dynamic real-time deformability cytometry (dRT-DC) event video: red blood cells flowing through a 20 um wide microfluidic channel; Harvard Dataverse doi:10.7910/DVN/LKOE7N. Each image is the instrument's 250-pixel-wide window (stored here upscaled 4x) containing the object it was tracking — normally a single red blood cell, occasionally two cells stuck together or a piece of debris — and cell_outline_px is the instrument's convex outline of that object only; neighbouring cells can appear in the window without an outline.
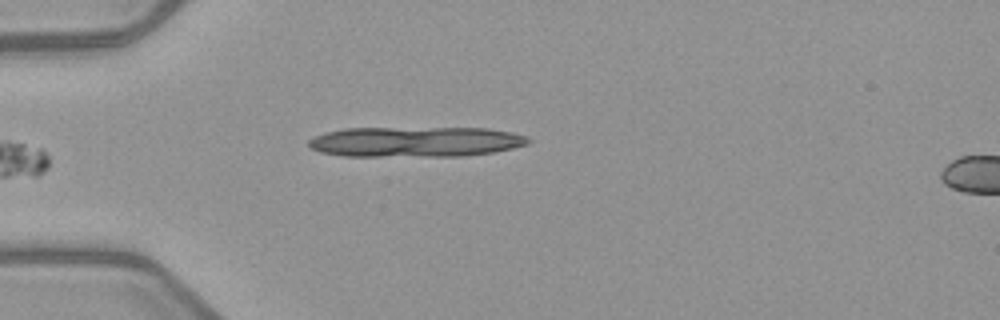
{"species": "common noctule bat (a hibernating species)", "species_latin": "Nyctalus noctula", "temperature_condition": "warm", "stored_images_in_passage": 7, "camera_frame_rate_fps": 3000, "um_per_image_px": 0.085, "animal": {"sex": "female", "body_mass_g": 21.9}, "frame": {"image": 1, "passage_image": 4, "time_ms": 4.333, "image_size_px": [1000, 320], "cell_outline_px": [[532, 140], [528, 144], [512, 148], [492, 152], [464, 156], [344, 156], [320, 152], [312, 148], [308, 144], [308, 140], [324, 132], [344, 128], [488, 128], [512, 132], [528, 136]], "centroid_in_image_um": [35.34, 12.05], "position_along_channel_um": 49.7, "area_um2": 38.96}}
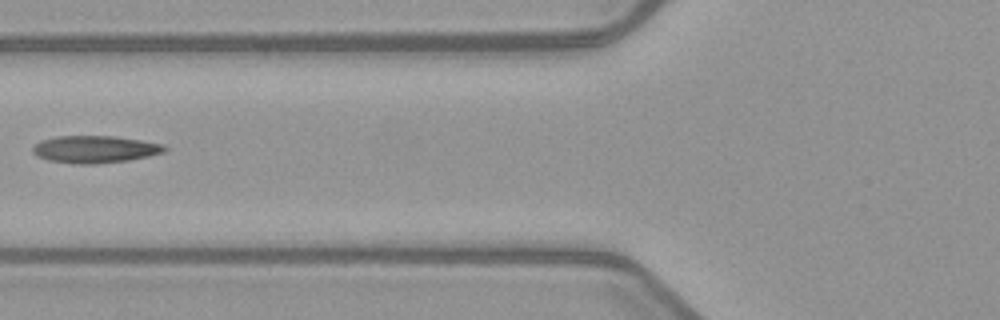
{"frame": {"image": 2, "passage_image": 6, "time_ms": 6.667, "image_size_px": [1000, 320], "cell_outline_px": [[168, 148], [164, 152], [148, 156], [128, 160], [96, 164], [72, 164], [48, 160], [36, 156], [32, 152], [32, 148], [40, 140], [56, 136], [112, 136], [140, 140], [164, 144]], "centroid_in_image_um": [8.04, 12.69], "position_along_channel_um": 117.8, "area_um2": 21.04}}
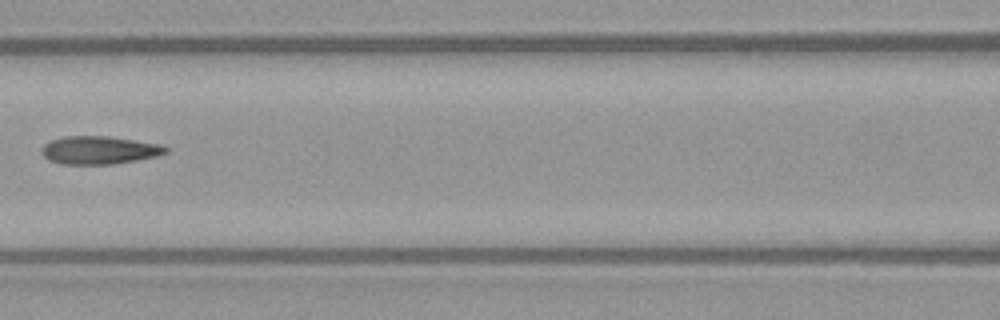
{"frame": {"image": 3, "passage_image": 7, "time_ms": 7.667, "image_size_px": [1000, 320], "cell_outline_px": [[168, 152], [156, 156], [136, 160], [112, 164], [60, 164], [48, 160], [40, 152], [40, 148], [44, 144], [52, 140], [64, 136], [104, 136], [160, 144], [168, 148]], "centroid_in_image_um": [8.38, 12.77], "position_along_channel_um": 158.2, "area_um2": 20.17}}